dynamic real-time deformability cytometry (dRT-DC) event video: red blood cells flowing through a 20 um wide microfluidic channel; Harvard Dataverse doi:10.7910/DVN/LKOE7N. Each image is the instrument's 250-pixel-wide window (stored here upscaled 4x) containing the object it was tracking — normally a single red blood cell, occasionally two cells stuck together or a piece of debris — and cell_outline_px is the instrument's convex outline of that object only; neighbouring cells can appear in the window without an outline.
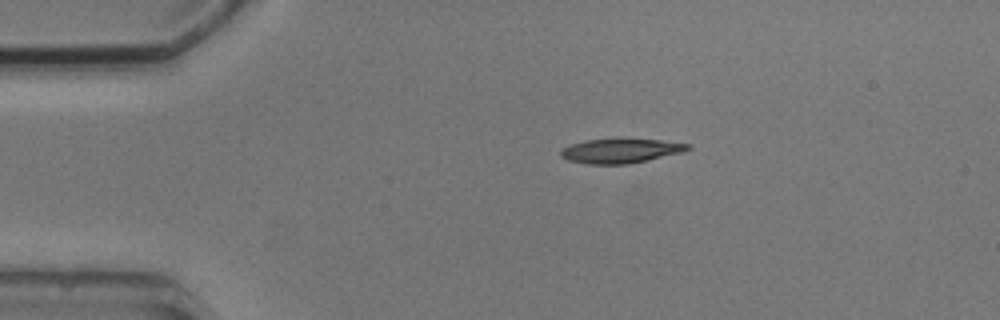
{"species": "common noctule bat (a hibernating species)", "species_latin": "Nyctalus noctula", "temperature_condition": "cold", "stored_images_in_passage": 4, "camera_frame_rate_fps": 3000, "um_per_image_px": 0.085, "animal": {"sex": "male", "body_mass_g": 20.5, "forearm_length_mm": 52.5}, "frame": {"image": 1, "passage_image": 1, "time_ms": 0.0, "image_size_px": [1000, 320], "cell_outline_px": [[692, 148], [684, 152], [648, 160], [628, 164], [588, 164], [568, 160], [560, 156], [560, 148], [584, 140], [660, 140], [692, 144]], "centroid_in_image_um": [52.77, 12.84], "position_along_channel_um": 32.2, "area_um2": 17.92}}
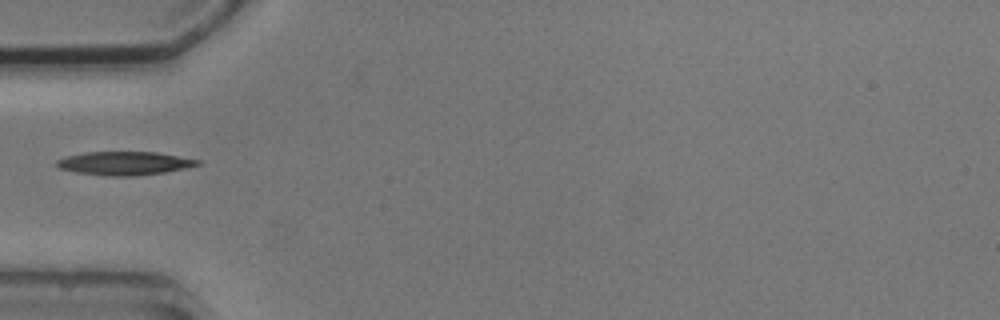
{"frame": {"image": 2, "passage_image": 3, "time_ms": 2.333, "image_size_px": [1000, 320], "cell_outline_px": [[200, 164], [184, 168], [164, 172], [132, 176], [108, 176], [76, 172], [60, 168], [56, 164], [56, 160], [64, 156], [84, 152], [156, 152], [200, 160]], "centroid_in_image_um": [10.53, 13.87], "position_along_channel_um": 74.5, "area_um2": 19.13}}